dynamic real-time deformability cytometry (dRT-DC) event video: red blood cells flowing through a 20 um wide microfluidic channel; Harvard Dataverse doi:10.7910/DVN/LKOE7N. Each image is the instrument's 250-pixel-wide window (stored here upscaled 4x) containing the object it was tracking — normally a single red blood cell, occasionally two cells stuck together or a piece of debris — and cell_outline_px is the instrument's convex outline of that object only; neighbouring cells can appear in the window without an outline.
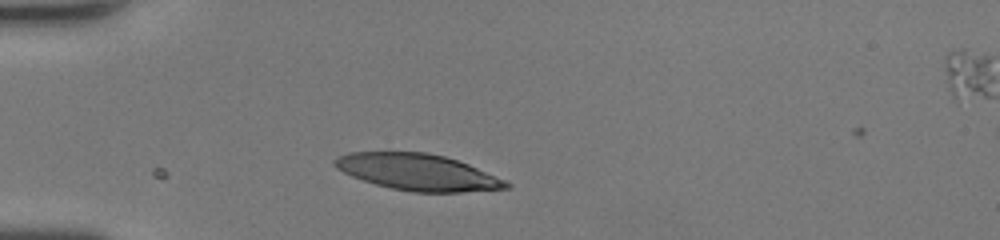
{"species": "human", "species_latin": "Homo sapiens", "temperature_condition": "room temperature", "stored_images_in_passage": 28, "camera_frame_rate_fps": 3000, "um_per_image_px": 0.085, "donor": {"sex": "female"}, "frame": {"image": 1, "passage_image": 1, "time_ms": 0.0, "image_size_px": [1000, 240], "cell_outline_px": [[512, 188], [460, 192], [412, 192], [392, 188], [376, 184], [352, 176], [336, 168], [332, 164], [332, 160], [336, 156], [348, 152], [424, 152], [444, 156], [468, 164], [504, 180], [512, 184]], "centroid_in_image_um": [35.47, 14.63], "position_along_channel_um": 49.5, "area_um2": 36.18}}
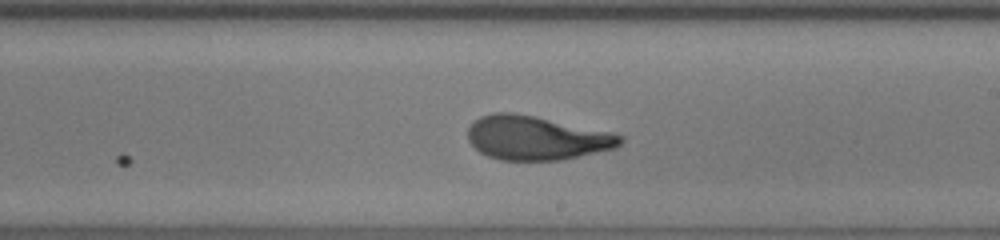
{"frame": {"image": 2, "passage_image": 16, "time_ms": 5.0, "image_size_px": [1000, 240], "cell_outline_px": [[624, 140], [616, 148], [560, 160], [500, 160], [488, 156], [480, 152], [468, 140], [468, 128], [472, 120], [480, 116], [492, 112], [516, 112], [536, 116], [608, 132], [624, 136]], "centroid_in_image_um": [45.54, 11.71], "position_along_channel_um": 243.5, "area_um2": 39.07}}
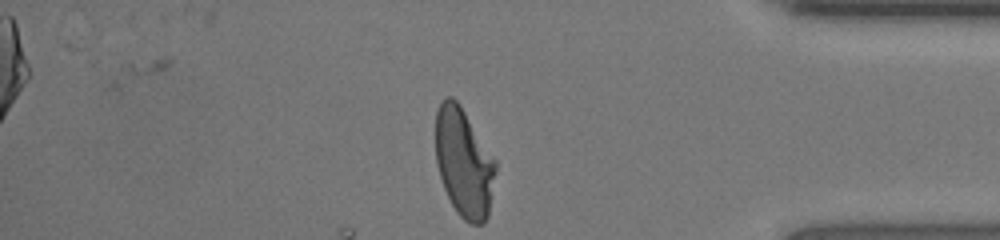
{"frame": {"image": 3, "passage_image": 28, "time_ms": 9.0, "image_size_px": [1000, 240], "cell_outline_px": [[496, 172], [488, 216], [484, 224], [472, 224], [464, 220], [456, 212], [444, 188], [436, 164], [436, 112], [444, 96], [452, 96], [460, 104], [496, 160]], "centroid_in_image_um": [39.43, 13.82], "position_along_channel_um": 395.8, "area_um2": 38.15}, "authors_computed_cell_mechanics": {"area_um2": 39.0728, "velocity_mm_per_s": 4.3726, "shape_relaxation_time_tau1_ms": 5.0016, "shape_relaxation_time_tau2_ms": 0.9399, "deformation_change_tau1": 0.2263, "deformation_change_tau2": 0.0843}}